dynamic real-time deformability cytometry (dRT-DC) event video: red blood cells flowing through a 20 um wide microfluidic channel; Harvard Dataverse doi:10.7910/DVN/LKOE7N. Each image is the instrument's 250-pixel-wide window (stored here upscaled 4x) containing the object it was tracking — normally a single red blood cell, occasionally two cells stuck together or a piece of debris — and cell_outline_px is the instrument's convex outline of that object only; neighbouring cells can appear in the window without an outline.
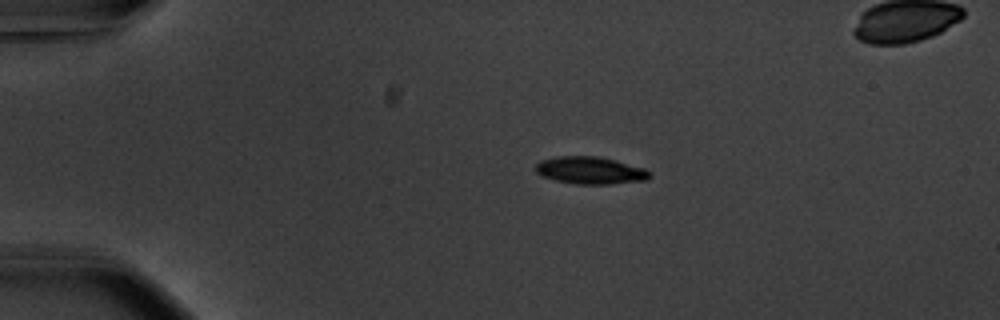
{"species": "common noctule bat (a hibernating species)", "species_latin": "Nyctalus noctula", "temperature_condition": "warm", "stored_images_in_passage": 52, "camera_frame_rate_fps": 3000, "um_per_image_px": 0.085, "animal": {"sex": "male", "body_mass_g": 20.1, "forearm_length_mm": 53.5}, "frame": {"image": 1, "passage_image": 8, "time_ms": 2.333, "image_size_px": [1000, 320], "cell_outline_px": [[652, 176], [648, 180], [608, 184], [576, 184], [556, 180], [540, 176], [536, 172], [536, 164], [540, 160], [556, 156], [596, 156], [616, 160], [644, 168]], "centroid_in_image_um": [50.16, 14.48], "position_along_channel_um": 34.8, "area_um2": 18.21}}
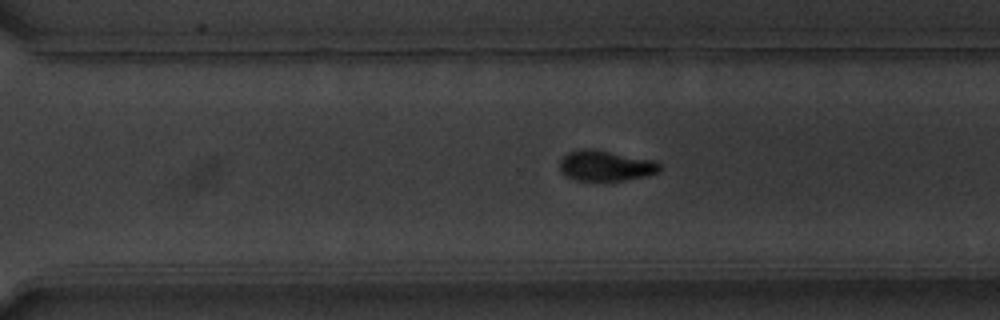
{"frame": {"image": 2, "passage_image": 35, "time_ms": 11.333, "image_size_px": [1000, 320], "cell_outline_px": [[660, 172], [644, 176], [624, 180], [576, 180], [564, 176], [560, 172], [560, 160], [568, 152], [580, 148], [588, 148], [656, 160], [660, 164]], "centroid_in_image_um": [51.46, 14.08], "position_along_channel_um": 319.1, "area_um2": 17.8}}
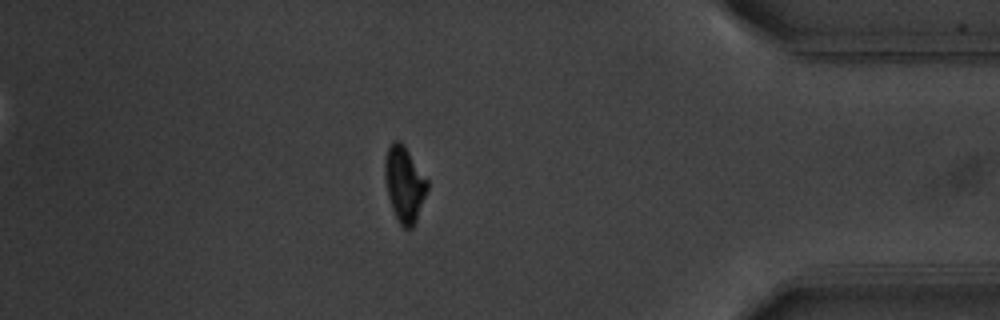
{"frame": {"image": 3, "passage_image": 44, "time_ms": 14.333, "image_size_px": [1000, 320], "cell_outline_px": [[428, 188], [416, 220], [412, 228], [404, 228], [400, 224], [392, 208], [388, 196], [384, 180], [384, 156], [392, 140], [400, 140], [404, 144], [428, 180]], "centroid_in_image_um": [34.35, 15.6], "position_along_channel_um": 400.8, "area_um2": 18.79}, "authors_computed_cell_mechanics": {"area_um2": 18.4093, "velocity_mm_per_s": 3.7254, "shape_relaxation_time_tau1_ms": 2.0089, "shape_relaxation_time_tau2_ms": 10.6095, "deformation_change_tau1": 0.1392, "deformation_change_tau2": 0.1419}}